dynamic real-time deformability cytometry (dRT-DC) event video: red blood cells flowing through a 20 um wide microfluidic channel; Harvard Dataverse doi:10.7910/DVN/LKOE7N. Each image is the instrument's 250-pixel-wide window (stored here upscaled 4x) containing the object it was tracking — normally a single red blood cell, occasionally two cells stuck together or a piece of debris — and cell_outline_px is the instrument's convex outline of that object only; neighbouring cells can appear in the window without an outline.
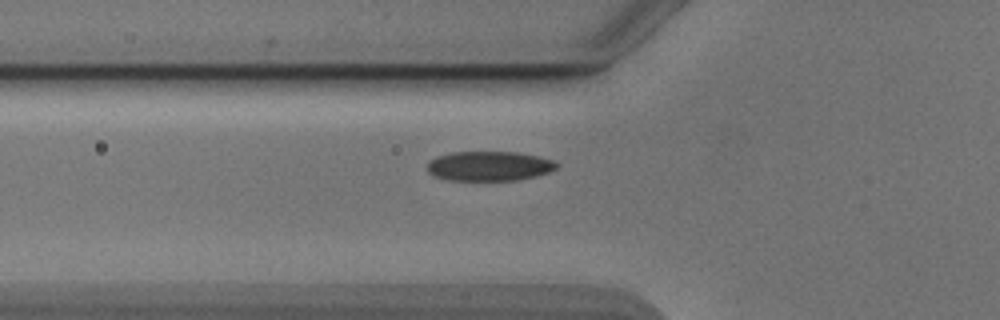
{"species": "Egyptian fruit bat (a non-hibernating species)", "species_latin": "Rousettus aegyptiacus", "temperature_condition": "cold", "stored_images_in_passage": 37, "camera_frame_rate_fps": 3000, "um_per_image_px": 0.085, "animal": {"sex": "male"}, "frame": {"image": 1, "passage_image": 5, "time_ms": 1.333, "image_size_px": [1000, 320], "cell_outline_px": [[560, 164], [556, 168], [548, 172], [536, 176], [516, 180], [448, 180], [436, 176], [428, 172], [428, 164], [436, 156], [452, 152], [516, 152], [556, 160]], "centroid_in_image_um": [41.62, 14.11], "position_along_channel_um": 84.2, "area_um2": 22.25}}
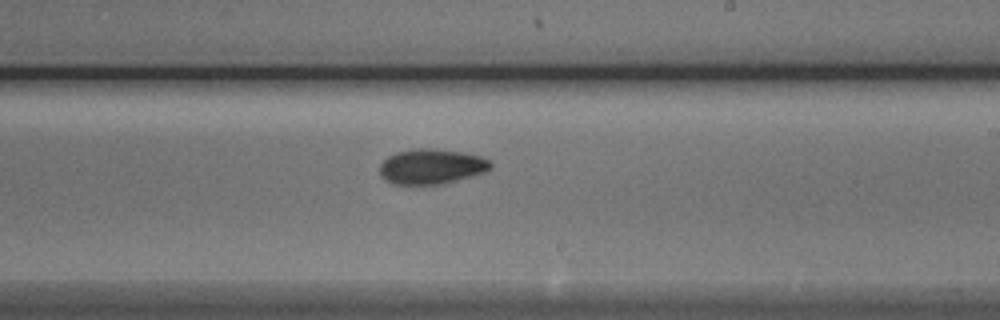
{"frame": {"image": 2, "passage_image": 18, "time_ms": 5.667, "image_size_px": [1000, 320], "cell_outline_px": [[492, 168], [484, 172], [472, 176], [444, 184], [392, 184], [384, 180], [380, 176], [380, 164], [388, 156], [396, 152], [412, 148], [432, 148], [460, 152], [480, 156], [488, 160], [492, 164]], "centroid_in_image_um": [36.64, 14.15], "position_along_channel_um": 252.4, "area_um2": 22.83}}
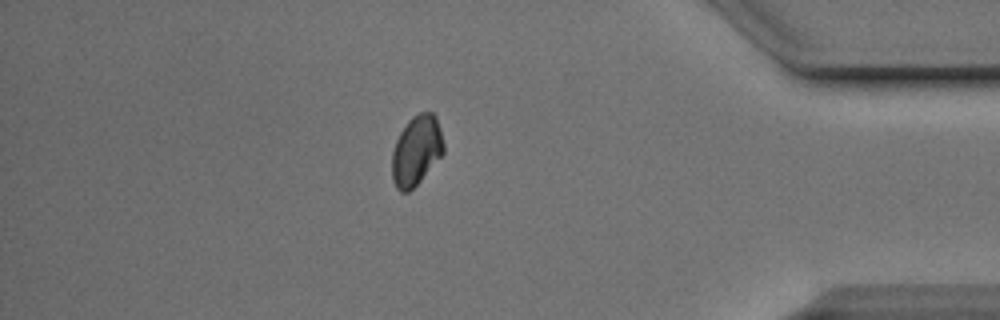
{"frame": {"image": 3, "passage_image": 32, "time_ms": 10.333, "image_size_px": [1000, 320], "cell_outline_px": [[444, 152], [420, 180], [408, 192], [400, 192], [396, 188], [392, 180], [392, 152], [396, 140], [400, 132], [408, 120], [412, 116], [420, 112], [432, 112], [436, 116], [440, 128], [444, 144]], "centroid_in_image_um": [35.38, 12.78], "position_along_channel_um": 399.8, "area_um2": 20.92}, "authors_computed_cell_mechanics": {"area_um2": 21.5016, "velocity_mm_per_s": 3.8755, "shape_relaxation_time_tau1_ms": 2.176, "shape_relaxation_time_tau2_ms": null, "deformation_change_tau1": 0.1004, "deformation_change_tau2": null}}